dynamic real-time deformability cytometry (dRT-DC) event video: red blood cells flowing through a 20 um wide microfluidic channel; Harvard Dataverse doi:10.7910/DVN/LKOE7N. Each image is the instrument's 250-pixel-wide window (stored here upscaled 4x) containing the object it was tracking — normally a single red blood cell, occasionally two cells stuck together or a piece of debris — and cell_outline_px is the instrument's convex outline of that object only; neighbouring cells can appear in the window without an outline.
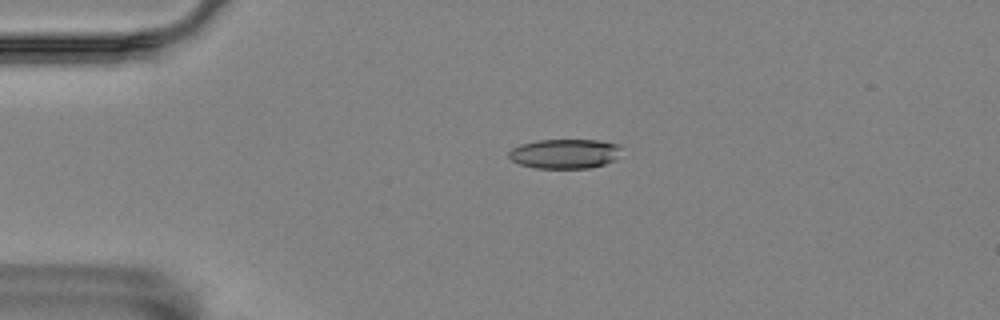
{"species": "Egyptian fruit bat (a non-hibernating species)", "species_latin": "Rousettus aegyptiacus", "temperature_condition": "room temperature", "stored_images_in_passage": 48, "camera_frame_rate_fps": 3000, "um_per_image_px": 0.085, "animal": {"sex": "female"}, "frame": {"image": 1, "passage_image": 4, "time_ms": 1.0, "image_size_px": [1000, 320], "cell_outline_px": [[620, 148], [612, 160], [604, 164], [592, 168], [536, 168], [520, 164], [512, 160], [508, 156], [508, 152], [512, 148], [520, 144], [540, 140], [596, 140], [620, 144]], "centroid_in_image_um": [47.96, 13.06], "position_along_channel_um": 37.0, "area_um2": 19.19}}
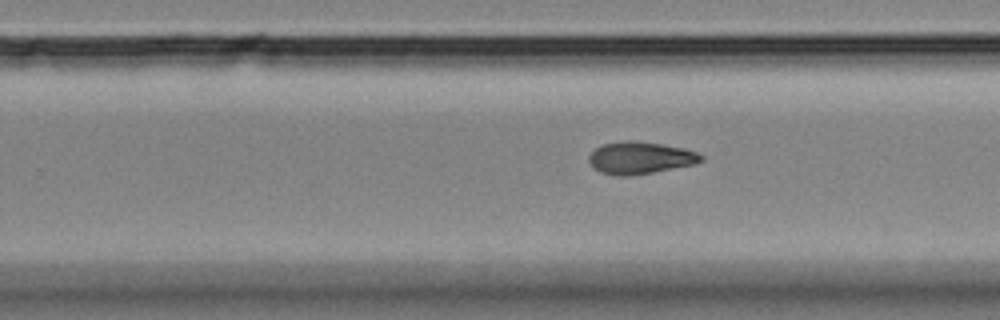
{"frame": {"image": 2, "passage_image": 27, "time_ms": 8.667, "image_size_px": [1000, 320], "cell_outline_px": [[704, 160], [692, 164], [652, 172], [628, 176], [616, 176], [600, 172], [592, 168], [588, 160], [588, 156], [596, 148], [604, 144], [628, 140], [632, 140], [660, 144], [684, 148], [696, 152], [704, 156]], "centroid_in_image_um": [54.38, 13.42], "position_along_channel_um": 275.4, "area_um2": 20.87}}
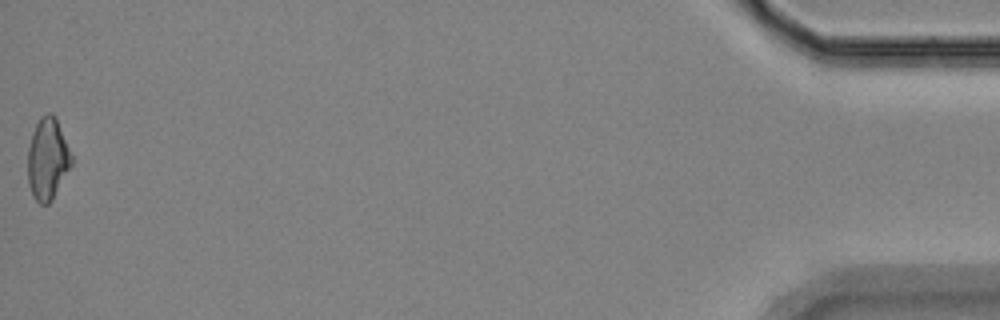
{"frame": {"image": 3, "passage_image": 48, "time_ms": 15.667, "image_size_px": [1000, 320], "cell_outline_px": [[72, 164], [52, 200], [48, 204], [40, 204], [36, 200], [28, 184], [28, 148], [32, 132], [40, 116], [48, 112], [52, 112], [56, 116], [72, 156]], "centroid_in_image_um": [4.04, 13.48], "position_along_channel_um": 431.2, "area_um2": 20.81}, "authors_computed_cell_mechanics": {"area_um2": 20.519, "velocity_mm_per_s": 3.5562, "shape_relaxation_time_tau1_ms": 10.6828, "shape_relaxation_time_tau2_ms": null, "deformation_change_tau1": 0.1844, "deformation_change_tau2": null}}